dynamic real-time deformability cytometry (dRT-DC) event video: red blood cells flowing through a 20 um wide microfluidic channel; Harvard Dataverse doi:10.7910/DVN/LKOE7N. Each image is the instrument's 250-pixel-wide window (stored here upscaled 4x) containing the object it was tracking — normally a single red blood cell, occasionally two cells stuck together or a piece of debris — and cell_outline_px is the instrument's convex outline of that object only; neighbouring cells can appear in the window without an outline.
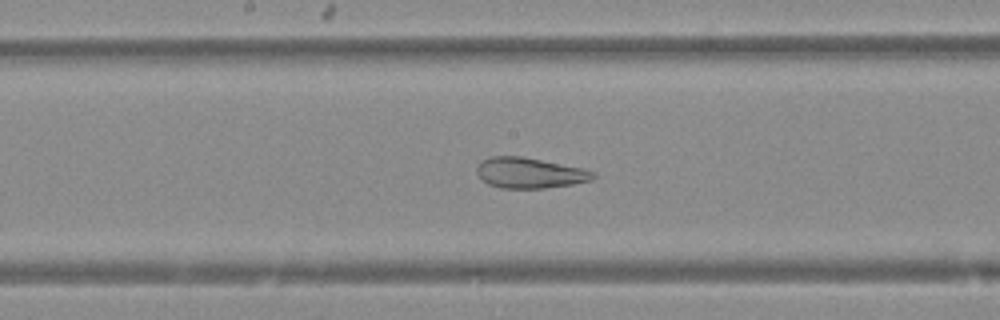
{"species": "Egyptian fruit bat (a non-hibernating species)", "species_latin": "Rousettus aegyptiacus", "temperature_condition": "warm", "stored_images_in_passage": 47, "camera_frame_rate_fps": 3000, "um_per_image_px": 0.085, "animal": {"sex": "female"}, "frame": {"image": 1, "passage_image": 23, "time_ms": 7.333, "image_size_px": [1000, 320], "cell_outline_px": [[596, 176], [592, 180], [572, 184], [544, 188], [500, 188], [488, 184], [480, 180], [476, 172], [476, 168], [484, 160], [492, 156], [524, 156], [584, 168], [596, 172]], "centroid_in_image_um": [45.03, 14.7], "position_along_channel_um": 203.2, "area_um2": 20.92}}
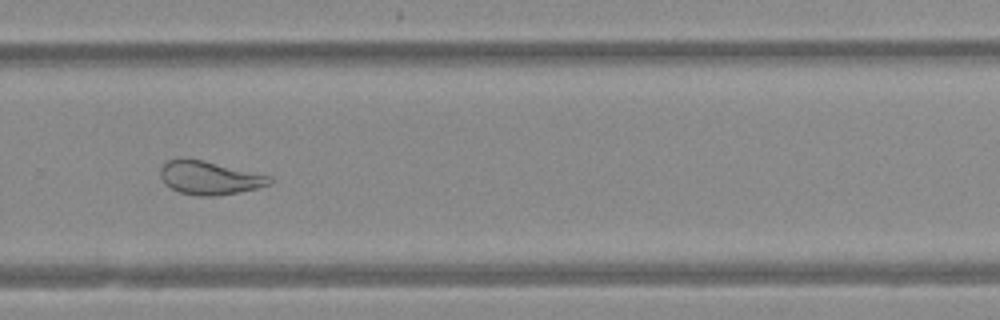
{"frame": {"image": 2, "passage_image": 31, "time_ms": 10.0, "image_size_px": [1000, 320], "cell_outline_px": [[272, 184], [256, 188], [236, 192], [212, 196], [200, 196], [180, 192], [164, 184], [160, 176], [160, 168], [168, 160], [176, 156], [184, 156], [204, 160], [272, 176]], "centroid_in_image_um": [17.76, 15.07], "position_along_channel_um": 312.0, "area_um2": 21.56}}
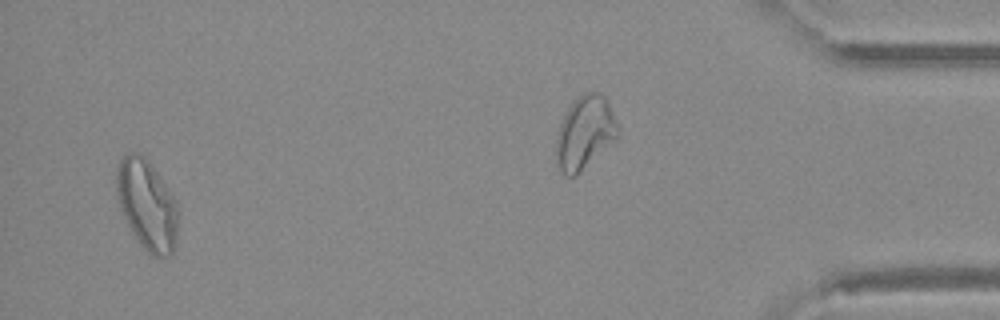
{"frame": {"image": 3, "passage_image": 45, "time_ms": 14.667, "image_size_px": [1000, 320], "cell_outline_px": [[176, 240], [172, 252], [168, 256], [160, 260], [152, 256], [140, 244], [132, 232], [120, 208], [116, 188], [116, 168], [120, 160], [128, 152], [140, 152], [148, 160], [176, 200]], "centroid_in_image_um": [12.47, 17.41], "position_along_channel_um": 422.7, "area_um2": 32.14}}